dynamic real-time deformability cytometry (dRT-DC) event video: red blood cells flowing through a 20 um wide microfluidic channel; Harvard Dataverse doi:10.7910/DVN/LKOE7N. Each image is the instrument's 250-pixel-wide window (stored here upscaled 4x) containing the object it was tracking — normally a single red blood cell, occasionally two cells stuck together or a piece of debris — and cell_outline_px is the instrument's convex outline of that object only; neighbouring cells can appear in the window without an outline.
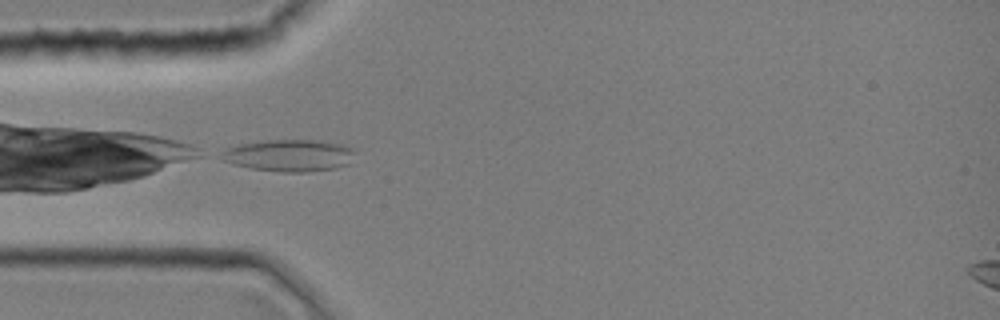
{"species": "common noctule bat (a hibernating species)", "species_latin": "Nyctalus noctula", "temperature_condition": "room temperature", "stored_images_in_passage": 22, "camera_frame_rate_fps": 3000, "um_per_image_px": 0.085, "animal": {"sex": "female", "body_mass_g": 19.0, "forearm_length_mm": 51.5}, "frame": {"image": 1, "passage_image": 1, "time_ms": 0.0, "image_size_px": [1000, 320], "cell_outline_px": [[356, 152], [348, 164], [336, 168], [304, 172], [284, 172], [248, 168], [224, 160], [216, 156], [216, 152], [224, 148], [240, 144], [260, 140], [320, 140], [344, 144], [356, 148]], "centroid_in_image_um": [24.56, 13.19], "position_along_channel_um": 60.4, "area_um2": 25.43}}
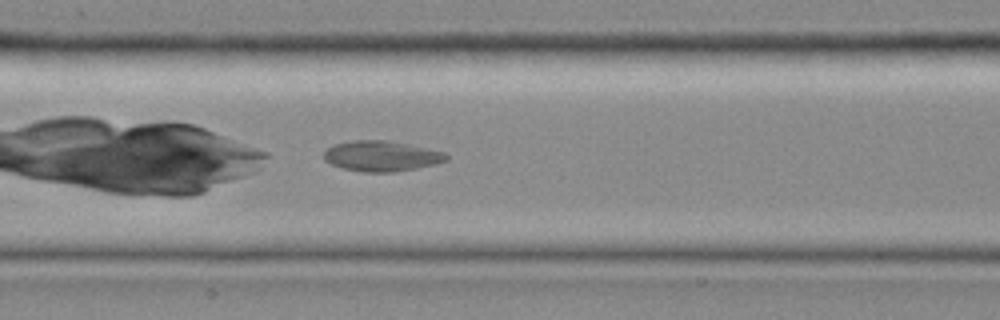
{"frame": {"image": 2, "passage_image": 9, "time_ms": 2.667, "image_size_px": [1000, 320], "cell_outline_px": [[448, 160], [436, 164], [396, 172], [364, 172], [344, 168], [332, 164], [324, 160], [324, 152], [332, 144], [352, 140], [388, 140], [408, 144], [444, 152], [448, 156]], "centroid_in_image_um": [32.42, 13.26], "position_along_channel_um": 175.0, "area_um2": 21.73}}
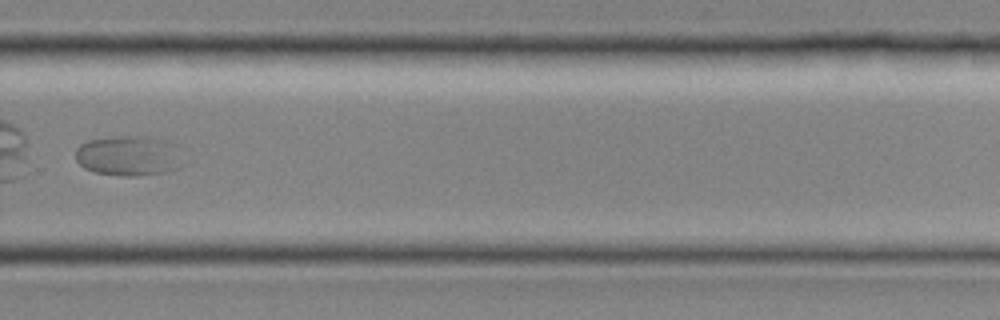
{"frame": {"image": 3, "passage_image": 19, "time_ms": 6.0, "image_size_px": [1000, 320], "cell_outline_px": [[176, 168], [164, 172], [136, 176], [124, 176], [96, 172], [84, 168], [76, 160], [76, 148], [80, 144], [88, 140], [128, 136], [144, 136], [156, 140], [164, 144]], "centroid_in_image_um": [10.61, 13.27], "position_along_channel_um": 319.2, "area_um2": 22.89}}